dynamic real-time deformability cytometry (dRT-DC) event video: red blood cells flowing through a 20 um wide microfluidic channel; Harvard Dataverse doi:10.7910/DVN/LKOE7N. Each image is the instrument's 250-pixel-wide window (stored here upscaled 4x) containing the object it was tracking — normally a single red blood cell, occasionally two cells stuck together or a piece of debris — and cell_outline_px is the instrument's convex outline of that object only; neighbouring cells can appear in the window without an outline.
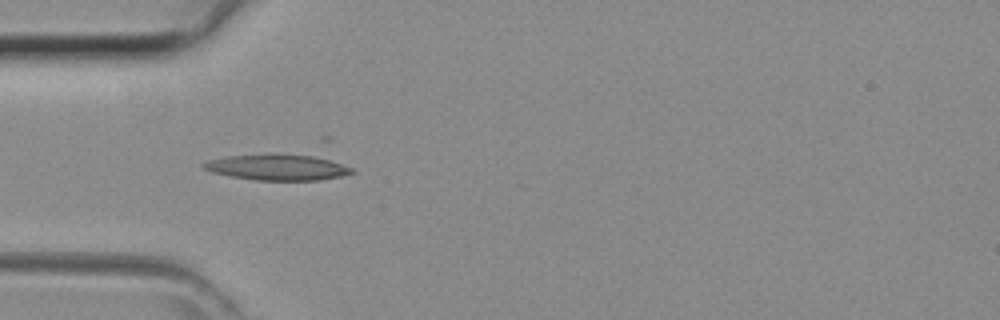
{"species": "common noctule bat (a hibernating species)", "species_latin": "Nyctalus noctula", "temperature_condition": "room temperature", "stored_images_in_passage": 9, "camera_frame_rate_fps": 3000, "um_per_image_px": 0.085, "animal": {"sex": "female", "body_mass_g": 29.2, "forearm_length_mm": 56.3}, "frame": {"image": 1, "passage_image": 1, "time_ms": 0.0, "image_size_px": [1000, 320], "cell_outline_px": [[356, 172], [340, 176], [320, 180], [256, 180], [232, 176], [212, 172], [204, 168], [200, 164], [208, 160], [228, 156], [312, 156], [328, 160], [352, 168]], "centroid_in_image_um": [23.56, 14.26], "position_along_channel_um": 61.4, "area_um2": 21.21}}
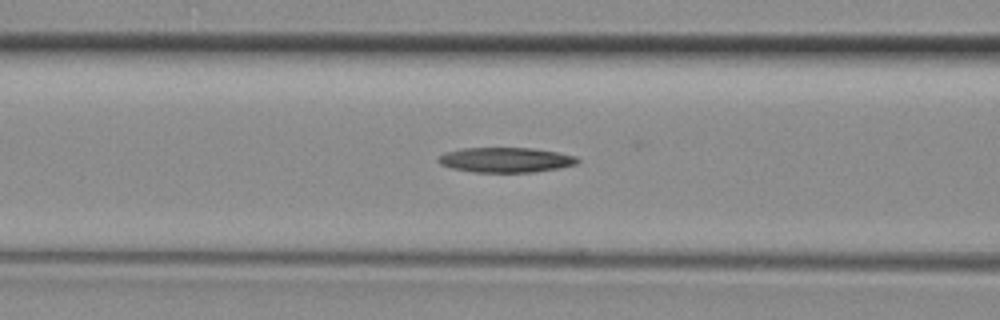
{"frame": {"image": 2, "passage_image": 5, "time_ms": 1.333, "image_size_px": [1000, 320], "cell_outline_px": [[580, 160], [576, 164], [560, 168], [536, 172], [472, 172], [452, 168], [440, 164], [436, 160], [440, 156], [448, 152], [464, 148], [532, 148], [556, 152], [576, 156]], "centroid_in_image_um": [43.01, 13.6], "position_along_channel_um": 123.6, "area_um2": 20.17}}
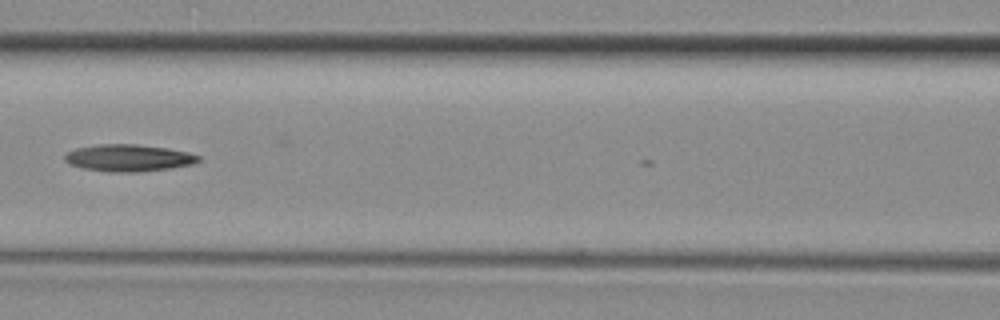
{"frame": {"image": 3, "passage_image": 7, "time_ms": 2.0, "image_size_px": [1000, 320], "cell_outline_px": [[200, 160], [192, 164], [172, 168], [136, 172], [108, 172], [84, 168], [68, 164], [64, 160], [64, 156], [68, 152], [76, 148], [100, 144], [136, 144], [164, 148], [188, 152], [200, 156]], "centroid_in_image_um": [10.91, 13.43], "position_along_channel_um": 155.7, "area_um2": 20.92}}